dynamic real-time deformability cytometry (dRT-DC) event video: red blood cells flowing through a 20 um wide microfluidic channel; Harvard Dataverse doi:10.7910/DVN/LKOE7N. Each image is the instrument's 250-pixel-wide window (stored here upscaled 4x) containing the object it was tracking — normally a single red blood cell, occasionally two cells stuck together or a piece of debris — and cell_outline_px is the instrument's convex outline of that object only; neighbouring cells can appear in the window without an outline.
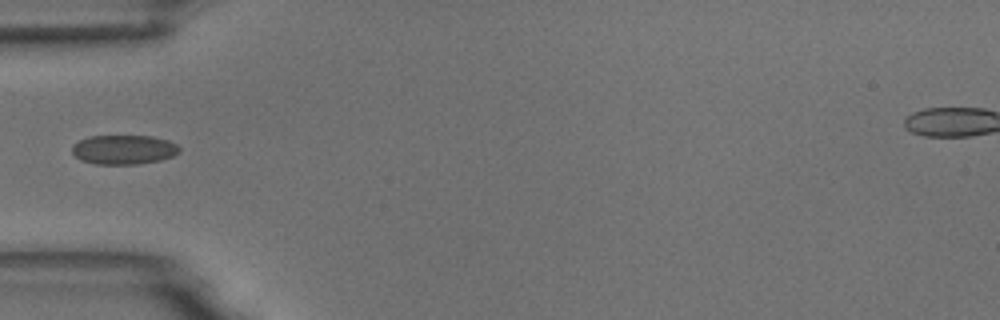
{"species": "common noctule bat (a hibernating species)", "species_latin": "Nyctalus noctula", "temperature_condition": "room temperature", "stored_images_in_passage": 7, "camera_frame_rate_fps": 3000, "um_per_image_px": 0.085, "animal": {"sex": "male", "body_mass_g": 18.8}, "frame": {"image": 1, "passage_image": 6, "time_ms": 5.667, "image_size_px": [1000, 320], "cell_outline_px": [[180, 152], [172, 156], [160, 160], [136, 164], [96, 164], [80, 160], [72, 152], [72, 144], [88, 136], [152, 136], [168, 140], [176, 144], [180, 148]], "centroid_in_image_um": [10.51, 12.71], "position_along_channel_um": 74.5, "area_um2": 18.38}}